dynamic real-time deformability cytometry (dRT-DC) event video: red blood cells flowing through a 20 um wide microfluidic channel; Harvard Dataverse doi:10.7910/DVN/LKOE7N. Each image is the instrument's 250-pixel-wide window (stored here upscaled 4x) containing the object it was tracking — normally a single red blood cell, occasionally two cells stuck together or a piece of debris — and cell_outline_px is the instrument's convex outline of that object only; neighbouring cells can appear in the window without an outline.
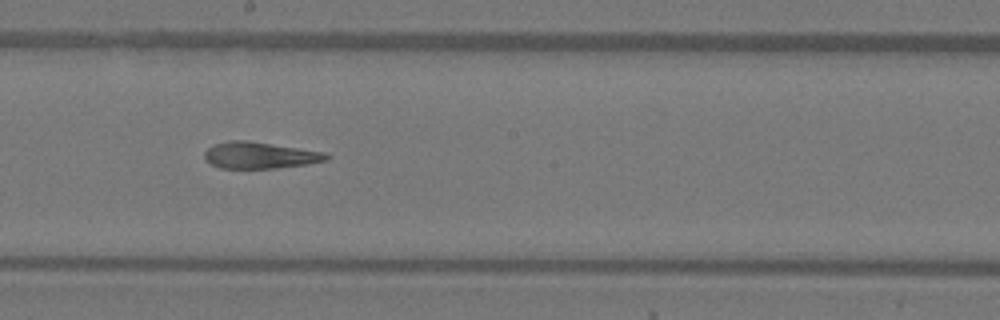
{"species": "Egyptian fruit bat (a non-hibernating species)", "species_latin": "Rousettus aegyptiacus", "temperature_condition": "warm", "stored_images_in_passage": 33, "camera_frame_rate_fps": 3000, "um_per_image_px": 0.085, "animal": {"sex": "female"}, "frame": {"image": 1, "passage_image": 15, "time_ms": 4.667, "image_size_px": [1000, 320], "cell_outline_px": [[332, 156], [328, 160], [304, 164], [276, 168], [220, 168], [212, 164], [204, 156], [204, 152], [212, 144], [228, 140], [248, 140], [328, 152]], "centroid_in_image_um": [22.12, 13.18], "position_along_channel_um": 226.1, "area_um2": 19.02}}
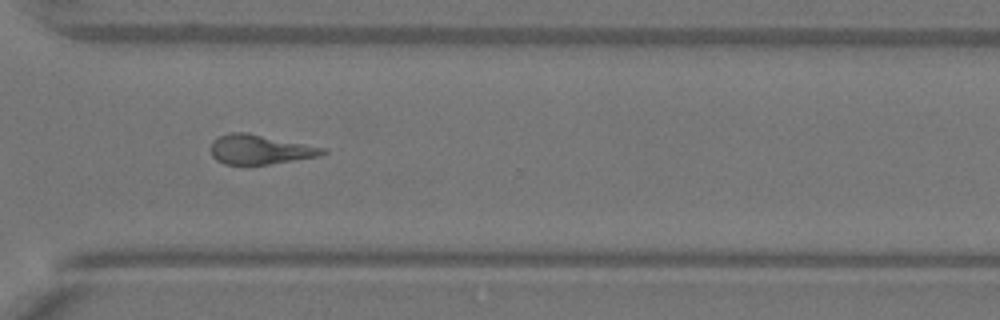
{"frame": {"image": 2, "passage_image": 24, "time_ms": 7.667, "image_size_px": [1000, 320], "cell_outline_px": [[328, 152], [320, 156], [268, 164], [224, 164], [216, 160], [212, 156], [208, 148], [212, 140], [220, 136], [232, 132], [248, 132], [328, 148]], "centroid_in_image_um": [22.09, 12.69], "position_along_channel_um": 348.5, "area_um2": 19.54}}